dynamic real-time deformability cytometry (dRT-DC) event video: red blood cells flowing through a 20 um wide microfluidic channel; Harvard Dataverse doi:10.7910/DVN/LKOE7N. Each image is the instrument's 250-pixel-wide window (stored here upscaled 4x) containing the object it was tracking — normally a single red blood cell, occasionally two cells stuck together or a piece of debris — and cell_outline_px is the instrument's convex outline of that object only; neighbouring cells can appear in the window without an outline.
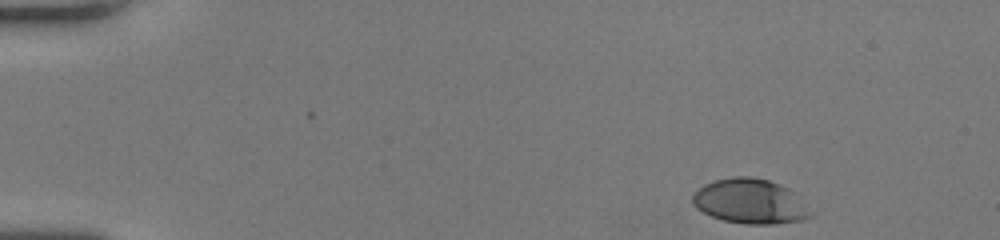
{"species": "human", "species_latin": "Homo sapiens", "temperature_condition": "room temperature", "stored_images_in_passage": 47, "camera_frame_rate_fps": 3000, "um_per_image_px": 0.085, "donor": {"sex": "female"}, "frame": {"image": 1, "passage_image": 1, "time_ms": 0.0, "image_size_px": [1000, 240], "cell_outline_px": [[812, 216], [804, 220], [772, 224], [748, 224], [724, 220], [712, 216], [696, 208], [692, 204], [692, 196], [704, 184], [716, 180], [732, 176], [748, 176], [768, 180], [788, 188], [792, 192]], "centroid_in_image_um": [63.7, 17.11], "position_along_channel_um": 21.3, "area_um2": 30.17}}
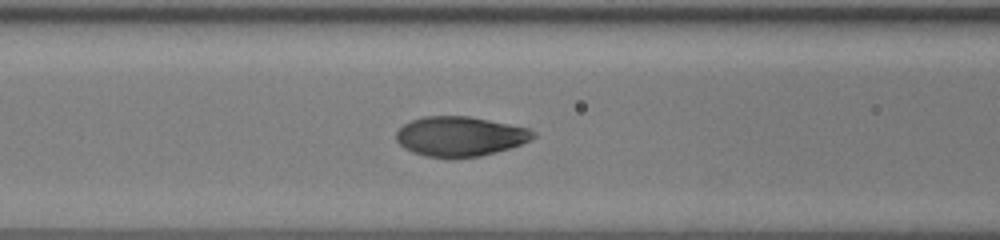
{"frame": {"image": 2, "passage_image": 18, "time_ms": 5.667, "image_size_px": [1000, 240], "cell_outline_px": [[536, 136], [532, 140], [496, 152], [480, 156], [448, 160], [444, 160], [424, 156], [412, 152], [404, 148], [396, 140], [396, 132], [404, 124], [412, 120], [424, 116], [468, 116], [528, 128], [536, 132]], "centroid_in_image_um": [39.08, 11.62], "position_along_channel_um": 127.5, "area_um2": 32.14}}
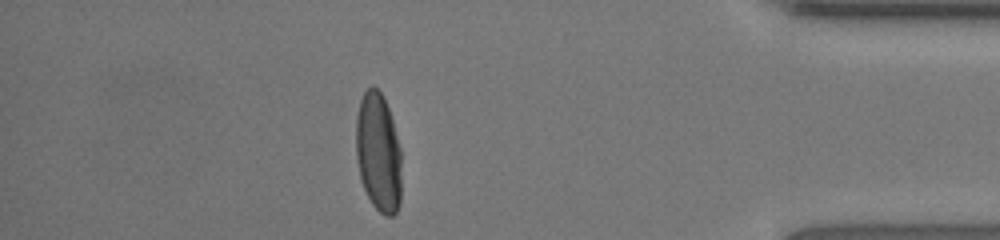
{"frame": {"image": 3, "passage_image": 41, "time_ms": 13.333, "image_size_px": [1000, 240], "cell_outline_px": [[400, 204], [396, 212], [392, 216], [384, 216], [372, 204], [360, 180], [356, 160], [356, 116], [360, 100], [364, 92], [372, 84], [384, 96], [392, 120], [400, 148]], "centroid_in_image_um": [32.14, 12.96], "position_along_channel_um": 403.1, "area_um2": 31.67}, "authors_computed_cell_mechanics": {"area_um2": 31.9634, "velocity_mm_per_s": 4.0578, "shape_relaxation_time_tau1_ms": 2.5169, "shape_relaxation_time_tau2_ms": null, "deformation_change_tau1": 0.1613, "deformation_change_tau2": null}}